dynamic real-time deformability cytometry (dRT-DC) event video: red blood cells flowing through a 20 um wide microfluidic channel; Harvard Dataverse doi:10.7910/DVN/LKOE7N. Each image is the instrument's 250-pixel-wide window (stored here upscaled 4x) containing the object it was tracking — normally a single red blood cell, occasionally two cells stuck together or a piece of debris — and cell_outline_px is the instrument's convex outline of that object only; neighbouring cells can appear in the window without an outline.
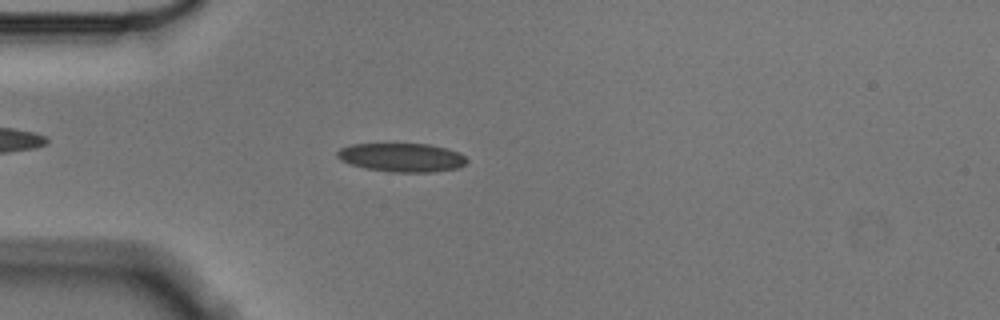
{"species": "Egyptian fruit bat (a non-hibernating species)", "species_latin": "Rousettus aegyptiacus", "temperature_condition": "cold", "stored_images_in_passage": 50, "camera_frame_rate_fps": 3000, "um_per_image_px": 0.085, "animal": {"sex": "male"}, "frame": {"image": 1, "passage_image": 9, "time_ms": 2.667, "image_size_px": [1000, 320], "cell_outline_px": [[468, 160], [460, 168], [432, 172], [392, 172], [364, 168], [340, 160], [336, 156], [336, 152], [340, 148], [352, 144], [428, 144], [448, 148], [460, 152]], "centroid_in_image_um": [34.17, 13.38], "position_along_channel_um": 50.8, "area_um2": 21.79}}
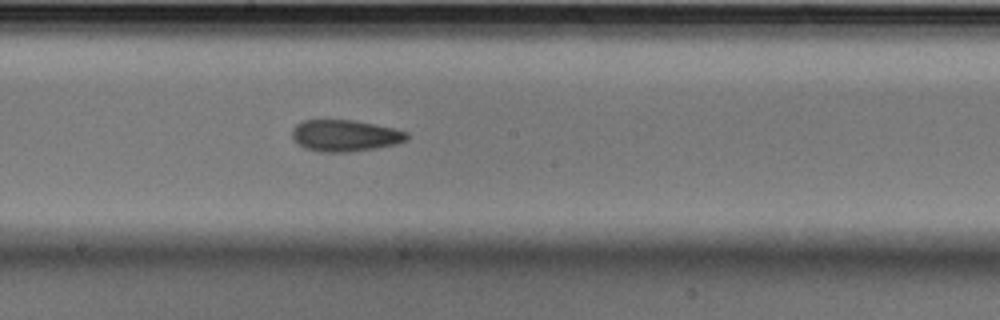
{"frame": {"image": 2, "passage_image": 24, "time_ms": 7.667, "image_size_px": [1000, 320], "cell_outline_px": [[408, 140], [396, 144], [376, 148], [348, 152], [320, 152], [304, 148], [296, 144], [292, 136], [292, 128], [296, 124], [304, 120], [352, 120], [392, 128], [408, 132]], "centroid_in_image_um": [29.29, 11.54], "position_along_channel_um": 218.9, "area_um2": 21.15}}
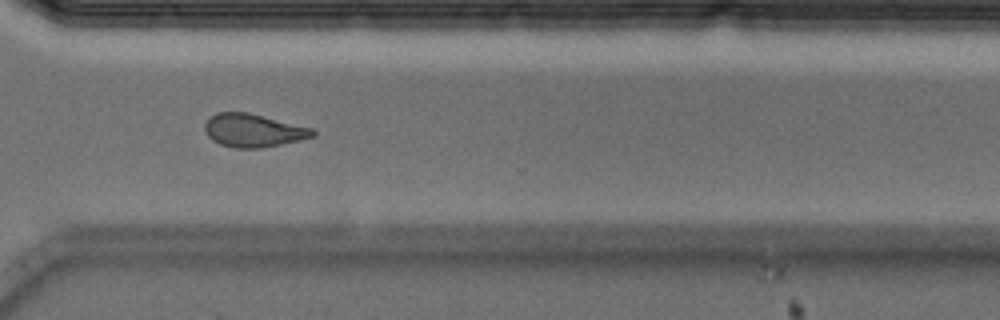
{"frame": {"image": 3, "passage_image": 35, "time_ms": 11.333, "image_size_px": [1000, 320], "cell_outline_px": [[316, 136], [300, 140], [264, 148], [232, 148], [220, 144], [212, 140], [204, 132], [204, 124], [216, 112], [248, 112], [312, 128], [316, 132]], "centroid_in_image_um": [21.53, 11.1], "position_along_channel_um": 349.1, "area_um2": 20.98}, "authors_computed_cell_mechanics": {"area_um2": 21.3282, "velocity_mm_per_s": 3.5637, "shape_relaxation_time_tau1_ms": 10.6118, "shape_relaxation_time_tau2_ms": 2.7583, "deformation_change_tau1": 0.1818, "deformation_change_tau2": 0.102}}